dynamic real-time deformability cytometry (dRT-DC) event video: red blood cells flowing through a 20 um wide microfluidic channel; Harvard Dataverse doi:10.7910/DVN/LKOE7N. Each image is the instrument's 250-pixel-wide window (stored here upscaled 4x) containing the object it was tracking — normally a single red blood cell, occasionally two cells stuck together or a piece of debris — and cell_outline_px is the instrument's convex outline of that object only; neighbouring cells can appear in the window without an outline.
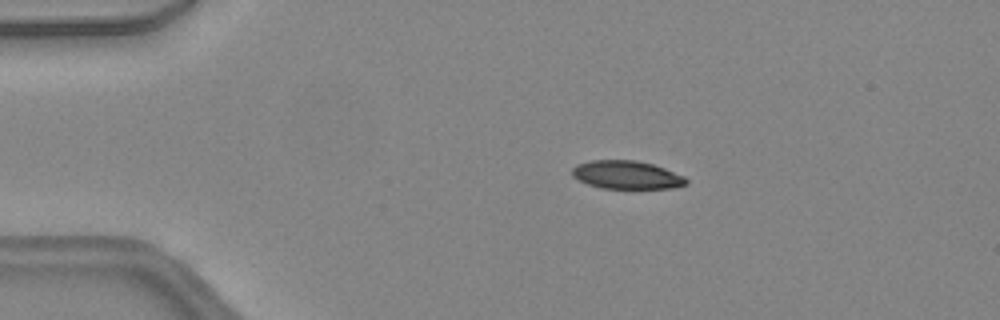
{"species": "common noctule bat (a hibernating species)", "species_latin": "Nyctalus noctula", "temperature_condition": "warm", "stored_images_in_passage": 33, "camera_frame_rate_fps": 3000, "um_per_image_px": 0.085, "animal": {"sex": "female", "body_mass_g": 24.6, "forearm_length_mm": 56.2}, "frame": {"image": 1, "passage_image": 2, "time_ms": 0.333, "image_size_px": [1000, 320], "cell_outline_px": [[688, 184], [672, 188], [600, 188], [588, 184], [572, 176], [572, 168], [576, 164], [592, 160], [636, 160], [652, 164], [664, 168], [684, 176], [688, 180]], "centroid_in_image_um": [53.26, 14.86], "position_along_channel_um": 31.7, "area_um2": 18.73}}
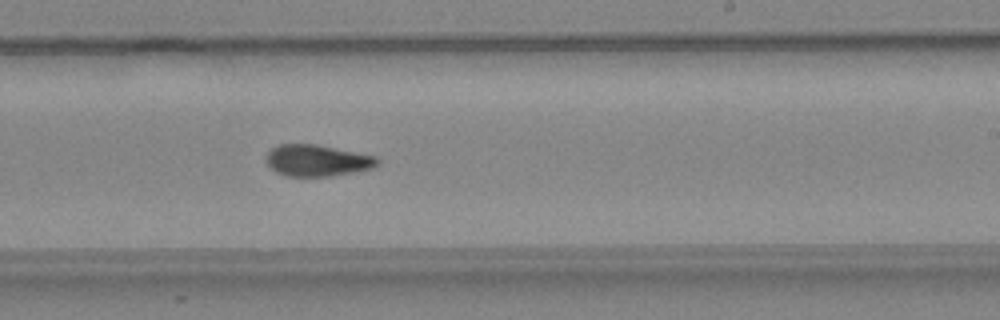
{"frame": {"image": 2, "passage_image": 21, "time_ms": 6.667, "image_size_px": [1000, 320], "cell_outline_px": [[380, 164], [372, 168], [332, 176], [284, 176], [276, 172], [264, 160], [264, 156], [272, 148], [280, 144], [316, 144], [376, 156], [380, 160]], "centroid_in_image_um": [26.94, 13.64], "position_along_channel_um": 262.1, "area_um2": 20.52}}
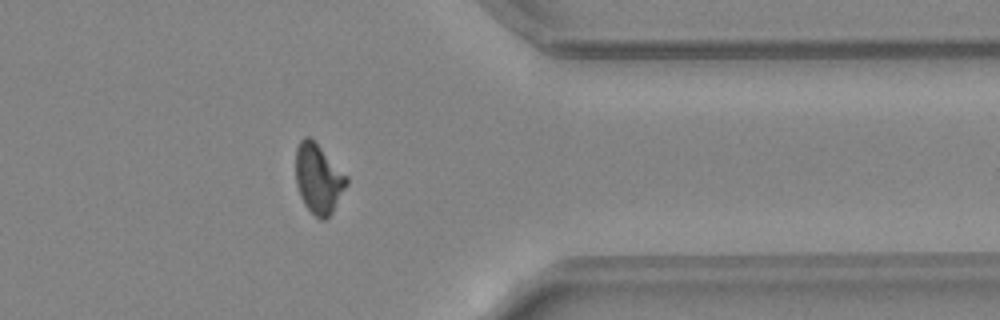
{"frame": {"image": 3, "passage_image": 30, "time_ms": 9.667, "image_size_px": [1000, 320], "cell_outline_px": [[348, 184], [332, 212], [324, 220], [320, 220], [304, 204], [300, 196], [296, 184], [296, 148], [300, 140], [304, 136], [308, 136], [348, 176]], "centroid_in_image_um": [27.06, 15.2], "position_along_channel_um": 384.3, "area_um2": 20.35}, "authors_computed_cell_mechanics": {"area_um2": 20.808, "velocity_mm_per_s": 4.4814, "shape_relaxation_time_tau1_ms": null, "shape_relaxation_time_tau2_ms": 2.4903, "deformation_change_tau1": null, "deformation_change_tau2": 0.0851}}